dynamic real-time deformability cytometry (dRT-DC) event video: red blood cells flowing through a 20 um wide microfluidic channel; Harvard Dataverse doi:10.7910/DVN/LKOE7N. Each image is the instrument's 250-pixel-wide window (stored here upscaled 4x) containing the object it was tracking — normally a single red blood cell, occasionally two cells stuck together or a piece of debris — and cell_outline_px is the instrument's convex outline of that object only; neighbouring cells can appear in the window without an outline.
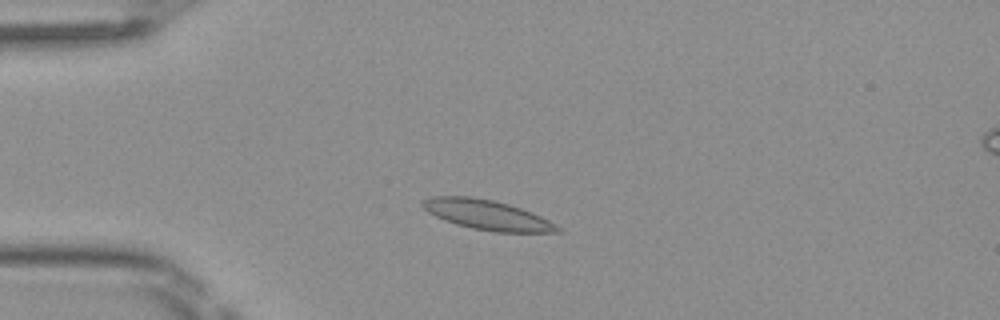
{"species": "Egyptian fruit bat (a non-hibernating species)", "species_latin": "Rousettus aegyptiacus", "temperature_condition": "room temperature", "stored_images_in_passage": 47, "camera_frame_rate_fps": 3000, "um_per_image_px": 0.085, "frame": {"image": 1, "passage_image": 10, "time_ms": 3.0, "image_size_px": [1000, 320], "cell_outline_px": [[564, 232], [496, 232], [472, 228], [456, 224], [444, 220], [428, 212], [420, 204], [420, 200], [432, 196], [468, 196], [492, 200], [508, 204], [532, 212], [556, 224]], "centroid_in_image_um": [41.38, 18.26], "position_along_channel_um": 43.6, "area_um2": 23.35}}
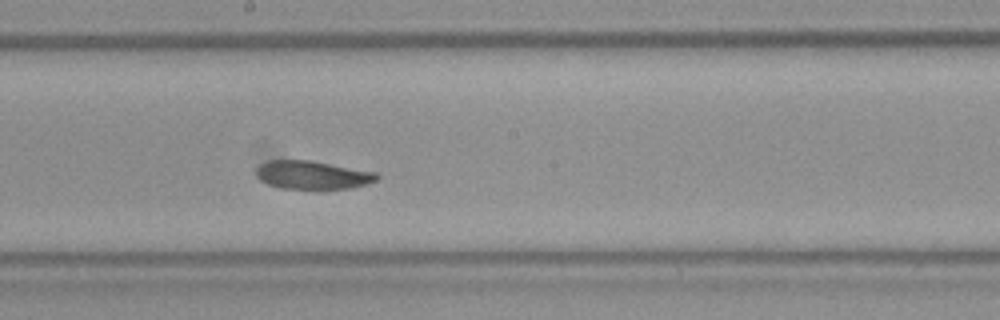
{"frame": {"image": 2, "passage_image": 25, "time_ms": 8.0, "image_size_px": [1000, 320], "cell_outline_px": [[380, 176], [376, 180], [368, 184], [348, 188], [320, 192], [284, 188], [268, 184], [260, 180], [256, 176], [256, 168], [260, 164], [268, 160], [312, 160], [376, 172]], "centroid_in_image_um": [26.57, 14.91], "position_along_channel_um": 221.6, "area_um2": 20.75}}
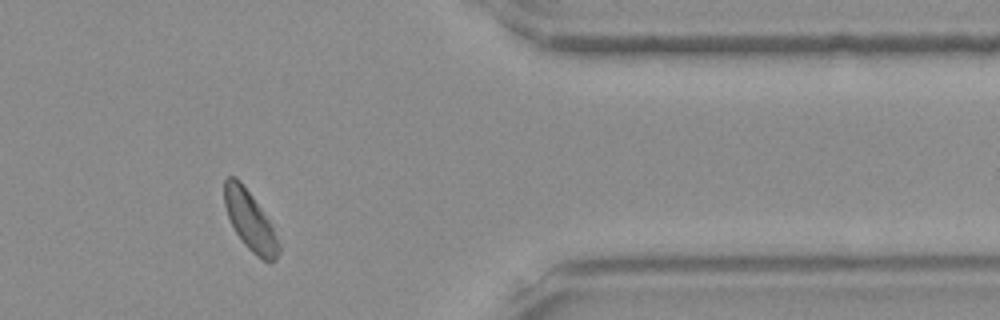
{"frame": {"image": 3, "passage_image": 39, "time_ms": 12.667, "image_size_px": [1000, 320], "cell_outline_px": [[280, 252], [276, 260], [268, 264], [256, 256], [244, 244], [236, 232], [228, 216], [224, 204], [224, 180], [228, 176], [236, 176], [240, 180], [252, 196], [268, 220], [280, 244]], "centroid_in_image_um": [21.25, 18.79], "position_along_channel_um": 390.1, "area_um2": 18.61}, "authors_computed_cell_mechanics": {"area_um2": 20.6924, "velocity_mm_per_s": 4.0373, "shape_relaxation_time_tau1_ms": 4.3872, "shape_relaxation_time_tau2_ms": 6.5787, "deformation_change_tau1": 0.1258, "deformation_change_tau2": 0.0987}}